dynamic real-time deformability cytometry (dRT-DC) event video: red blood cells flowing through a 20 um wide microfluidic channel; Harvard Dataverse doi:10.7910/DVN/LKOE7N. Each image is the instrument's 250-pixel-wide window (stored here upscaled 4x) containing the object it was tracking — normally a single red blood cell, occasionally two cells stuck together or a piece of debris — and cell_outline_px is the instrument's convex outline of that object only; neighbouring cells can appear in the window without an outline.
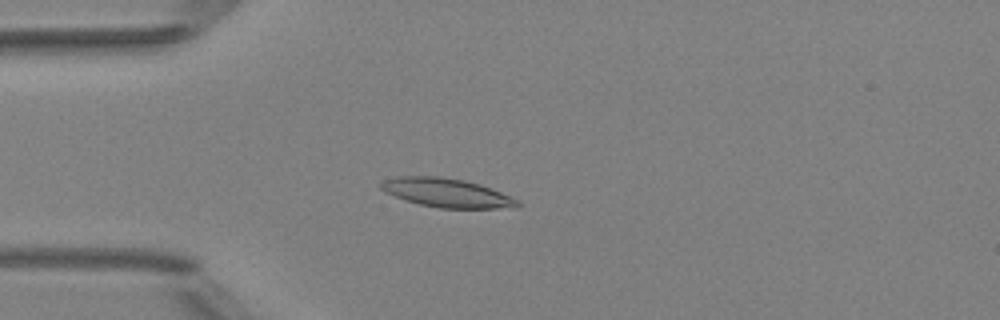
{"species": "Egyptian fruit bat (a non-hibernating species)", "species_latin": "Rousettus aegyptiacus", "temperature_condition": "room temperature", "stored_images_in_passage": 2, "camera_frame_rate_fps": 3000, "um_per_image_px": 0.085, "animal": {"sex": "female"}, "frame": {"image": 1, "passage_image": 2, "time_ms": 1.0, "image_size_px": [1000, 320], "cell_outline_px": [[520, 208], [440, 208], [420, 204], [404, 200], [384, 192], [380, 188], [380, 184], [384, 180], [396, 176], [436, 176], [464, 180], [480, 184], [500, 192], [516, 200], [520, 204]], "centroid_in_image_um": [37.94, 16.39], "position_along_channel_um": 47.1, "area_um2": 22.89}}